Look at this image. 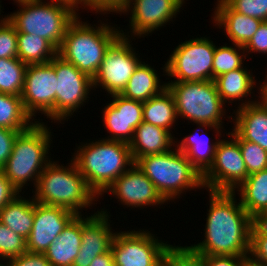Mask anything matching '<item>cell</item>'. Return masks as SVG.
<instances>
[{"instance_id":"2","label":"cell","mask_w":267,"mask_h":266,"mask_svg":"<svg viewBox=\"0 0 267 266\" xmlns=\"http://www.w3.org/2000/svg\"><path fill=\"white\" fill-rule=\"evenodd\" d=\"M32 193L36 202L63 207L76 215H82L83 208L88 210L100 198L89 187L72 158L68 166H60L58 161L51 160L42 171Z\"/></svg>"},{"instance_id":"9","label":"cell","mask_w":267,"mask_h":266,"mask_svg":"<svg viewBox=\"0 0 267 266\" xmlns=\"http://www.w3.org/2000/svg\"><path fill=\"white\" fill-rule=\"evenodd\" d=\"M210 37H197L181 42L169 55L163 69L168 82L213 80L216 45Z\"/></svg>"},{"instance_id":"3","label":"cell","mask_w":267,"mask_h":266,"mask_svg":"<svg viewBox=\"0 0 267 266\" xmlns=\"http://www.w3.org/2000/svg\"><path fill=\"white\" fill-rule=\"evenodd\" d=\"M72 159L89 187L99 197L133 164L130 147L122 141L100 138L76 146Z\"/></svg>"},{"instance_id":"29","label":"cell","mask_w":267,"mask_h":266,"mask_svg":"<svg viewBox=\"0 0 267 266\" xmlns=\"http://www.w3.org/2000/svg\"><path fill=\"white\" fill-rule=\"evenodd\" d=\"M177 112L174 98L166 87L158 95L143 102V121L168 130L177 123ZM174 124V125H173Z\"/></svg>"},{"instance_id":"16","label":"cell","mask_w":267,"mask_h":266,"mask_svg":"<svg viewBox=\"0 0 267 266\" xmlns=\"http://www.w3.org/2000/svg\"><path fill=\"white\" fill-rule=\"evenodd\" d=\"M107 192L127 208L140 207L143 210L149 206L158 207L157 205L168 203L136 163L119 176L103 194Z\"/></svg>"},{"instance_id":"5","label":"cell","mask_w":267,"mask_h":266,"mask_svg":"<svg viewBox=\"0 0 267 266\" xmlns=\"http://www.w3.org/2000/svg\"><path fill=\"white\" fill-rule=\"evenodd\" d=\"M45 124L35 122L16 137L11 155L1 169L20 193L30 181L36 187L42 171L52 160L49 158L52 132Z\"/></svg>"},{"instance_id":"8","label":"cell","mask_w":267,"mask_h":266,"mask_svg":"<svg viewBox=\"0 0 267 266\" xmlns=\"http://www.w3.org/2000/svg\"><path fill=\"white\" fill-rule=\"evenodd\" d=\"M176 106L178 118L196 124L199 130L223 129L226 104L222 101L214 80L166 82ZM223 118V119H222ZM201 127V128H200Z\"/></svg>"},{"instance_id":"6","label":"cell","mask_w":267,"mask_h":266,"mask_svg":"<svg viewBox=\"0 0 267 266\" xmlns=\"http://www.w3.org/2000/svg\"><path fill=\"white\" fill-rule=\"evenodd\" d=\"M135 163L169 203L184 192L204 188L202 175L177 147L141 157Z\"/></svg>"},{"instance_id":"40","label":"cell","mask_w":267,"mask_h":266,"mask_svg":"<svg viewBox=\"0 0 267 266\" xmlns=\"http://www.w3.org/2000/svg\"><path fill=\"white\" fill-rule=\"evenodd\" d=\"M129 0H81V8L89 9L96 14L119 13ZM83 6V7H82ZM112 12V13H111Z\"/></svg>"},{"instance_id":"30","label":"cell","mask_w":267,"mask_h":266,"mask_svg":"<svg viewBox=\"0 0 267 266\" xmlns=\"http://www.w3.org/2000/svg\"><path fill=\"white\" fill-rule=\"evenodd\" d=\"M18 58L25 64L50 62L58 50L47 40L32 34L17 32Z\"/></svg>"},{"instance_id":"11","label":"cell","mask_w":267,"mask_h":266,"mask_svg":"<svg viewBox=\"0 0 267 266\" xmlns=\"http://www.w3.org/2000/svg\"><path fill=\"white\" fill-rule=\"evenodd\" d=\"M132 38L120 36L106 52L92 79L93 89L102 87L107 95L121 94L135 69L142 62L131 44Z\"/></svg>"},{"instance_id":"23","label":"cell","mask_w":267,"mask_h":266,"mask_svg":"<svg viewBox=\"0 0 267 266\" xmlns=\"http://www.w3.org/2000/svg\"><path fill=\"white\" fill-rule=\"evenodd\" d=\"M252 71L250 72L246 66L242 68L224 73L214 79L217 91L222 101L227 105L234 103L238 100V107L246 106L255 103L257 100L248 99V96L253 94V90L256 88L255 76L253 77ZM254 86V87H253ZM252 91V92H251ZM247 98V101L243 98ZM245 100V101H244Z\"/></svg>"},{"instance_id":"51","label":"cell","mask_w":267,"mask_h":266,"mask_svg":"<svg viewBox=\"0 0 267 266\" xmlns=\"http://www.w3.org/2000/svg\"><path fill=\"white\" fill-rule=\"evenodd\" d=\"M259 220L267 226V214H264Z\"/></svg>"},{"instance_id":"49","label":"cell","mask_w":267,"mask_h":266,"mask_svg":"<svg viewBox=\"0 0 267 266\" xmlns=\"http://www.w3.org/2000/svg\"><path fill=\"white\" fill-rule=\"evenodd\" d=\"M54 1H61L68 3L71 6L75 7L78 11H80L79 9L81 8V0H54Z\"/></svg>"},{"instance_id":"21","label":"cell","mask_w":267,"mask_h":266,"mask_svg":"<svg viewBox=\"0 0 267 266\" xmlns=\"http://www.w3.org/2000/svg\"><path fill=\"white\" fill-rule=\"evenodd\" d=\"M172 146H175L174 134L144 121L135 129L129 142L134 163L144 156L165 153L174 148Z\"/></svg>"},{"instance_id":"24","label":"cell","mask_w":267,"mask_h":266,"mask_svg":"<svg viewBox=\"0 0 267 266\" xmlns=\"http://www.w3.org/2000/svg\"><path fill=\"white\" fill-rule=\"evenodd\" d=\"M81 246V215H76L43 253L51 266H73Z\"/></svg>"},{"instance_id":"26","label":"cell","mask_w":267,"mask_h":266,"mask_svg":"<svg viewBox=\"0 0 267 266\" xmlns=\"http://www.w3.org/2000/svg\"><path fill=\"white\" fill-rule=\"evenodd\" d=\"M234 193L247 213L259 220L267 212V169L248 175Z\"/></svg>"},{"instance_id":"31","label":"cell","mask_w":267,"mask_h":266,"mask_svg":"<svg viewBox=\"0 0 267 266\" xmlns=\"http://www.w3.org/2000/svg\"><path fill=\"white\" fill-rule=\"evenodd\" d=\"M38 120L34 121L27 114L21 96L0 92V127L24 132L35 122H40Z\"/></svg>"},{"instance_id":"46","label":"cell","mask_w":267,"mask_h":266,"mask_svg":"<svg viewBox=\"0 0 267 266\" xmlns=\"http://www.w3.org/2000/svg\"><path fill=\"white\" fill-rule=\"evenodd\" d=\"M89 266H114L112 251L96 256Z\"/></svg>"},{"instance_id":"7","label":"cell","mask_w":267,"mask_h":266,"mask_svg":"<svg viewBox=\"0 0 267 266\" xmlns=\"http://www.w3.org/2000/svg\"><path fill=\"white\" fill-rule=\"evenodd\" d=\"M17 5L18 11L5 16L16 31L37 35L49 41L57 50L68 26L79 15L75 7L61 1L29 0Z\"/></svg>"},{"instance_id":"47","label":"cell","mask_w":267,"mask_h":266,"mask_svg":"<svg viewBox=\"0 0 267 266\" xmlns=\"http://www.w3.org/2000/svg\"><path fill=\"white\" fill-rule=\"evenodd\" d=\"M243 266H267V264L259 262L249 255H245Z\"/></svg>"},{"instance_id":"27","label":"cell","mask_w":267,"mask_h":266,"mask_svg":"<svg viewBox=\"0 0 267 266\" xmlns=\"http://www.w3.org/2000/svg\"><path fill=\"white\" fill-rule=\"evenodd\" d=\"M159 77L156 69L142 61L120 95L130 100L145 102L166 88V82H161Z\"/></svg>"},{"instance_id":"14","label":"cell","mask_w":267,"mask_h":266,"mask_svg":"<svg viewBox=\"0 0 267 266\" xmlns=\"http://www.w3.org/2000/svg\"><path fill=\"white\" fill-rule=\"evenodd\" d=\"M56 81L55 57L48 63L27 66L21 99L34 121L36 114L41 113L55 123Z\"/></svg>"},{"instance_id":"43","label":"cell","mask_w":267,"mask_h":266,"mask_svg":"<svg viewBox=\"0 0 267 266\" xmlns=\"http://www.w3.org/2000/svg\"><path fill=\"white\" fill-rule=\"evenodd\" d=\"M7 266H51L43 253L25 252L4 262Z\"/></svg>"},{"instance_id":"44","label":"cell","mask_w":267,"mask_h":266,"mask_svg":"<svg viewBox=\"0 0 267 266\" xmlns=\"http://www.w3.org/2000/svg\"><path fill=\"white\" fill-rule=\"evenodd\" d=\"M20 192L5 176L0 169V210H2L10 201H12Z\"/></svg>"},{"instance_id":"34","label":"cell","mask_w":267,"mask_h":266,"mask_svg":"<svg viewBox=\"0 0 267 266\" xmlns=\"http://www.w3.org/2000/svg\"><path fill=\"white\" fill-rule=\"evenodd\" d=\"M239 143L248 175L267 169V151L258 144L243 140L233 129L229 132Z\"/></svg>"},{"instance_id":"37","label":"cell","mask_w":267,"mask_h":266,"mask_svg":"<svg viewBox=\"0 0 267 266\" xmlns=\"http://www.w3.org/2000/svg\"><path fill=\"white\" fill-rule=\"evenodd\" d=\"M248 255L267 264V226L260 220H254L251 226Z\"/></svg>"},{"instance_id":"13","label":"cell","mask_w":267,"mask_h":266,"mask_svg":"<svg viewBox=\"0 0 267 266\" xmlns=\"http://www.w3.org/2000/svg\"><path fill=\"white\" fill-rule=\"evenodd\" d=\"M226 135L232 138L219 141L213 164L202 175L207 191L234 192L248 176L238 141L229 132Z\"/></svg>"},{"instance_id":"41","label":"cell","mask_w":267,"mask_h":266,"mask_svg":"<svg viewBox=\"0 0 267 266\" xmlns=\"http://www.w3.org/2000/svg\"><path fill=\"white\" fill-rule=\"evenodd\" d=\"M244 50L249 55L250 53L267 54V21L261 22L257 32L244 46Z\"/></svg>"},{"instance_id":"15","label":"cell","mask_w":267,"mask_h":266,"mask_svg":"<svg viewBox=\"0 0 267 266\" xmlns=\"http://www.w3.org/2000/svg\"><path fill=\"white\" fill-rule=\"evenodd\" d=\"M183 5L181 0H129L119 14L130 13V31L126 33V30L124 32L120 29L121 35L126 38L131 35L132 39L136 36L144 38L168 22L171 23Z\"/></svg>"},{"instance_id":"32","label":"cell","mask_w":267,"mask_h":266,"mask_svg":"<svg viewBox=\"0 0 267 266\" xmlns=\"http://www.w3.org/2000/svg\"><path fill=\"white\" fill-rule=\"evenodd\" d=\"M27 66L19 58H0V92L21 96Z\"/></svg>"},{"instance_id":"12","label":"cell","mask_w":267,"mask_h":266,"mask_svg":"<svg viewBox=\"0 0 267 266\" xmlns=\"http://www.w3.org/2000/svg\"><path fill=\"white\" fill-rule=\"evenodd\" d=\"M56 101L55 123H62L76 113L90 98L93 89L92 78L65 61L58 54L55 56ZM88 100V101H87ZM84 104V105H83Z\"/></svg>"},{"instance_id":"39","label":"cell","mask_w":267,"mask_h":266,"mask_svg":"<svg viewBox=\"0 0 267 266\" xmlns=\"http://www.w3.org/2000/svg\"><path fill=\"white\" fill-rule=\"evenodd\" d=\"M234 11L267 21V0H224Z\"/></svg>"},{"instance_id":"35","label":"cell","mask_w":267,"mask_h":266,"mask_svg":"<svg viewBox=\"0 0 267 266\" xmlns=\"http://www.w3.org/2000/svg\"><path fill=\"white\" fill-rule=\"evenodd\" d=\"M27 252L26 239L0 221V261L18 257Z\"/></svg>"},{"instance_id":"38","label":"cell","mask_w":267,"mask_h":266,"mask_svg":"<svg viewBox=\"0 0 267 266\" xmlns=\"http://www.w3.org/2000/svg\"><path fill=\"white\" fill-rule=\"evenodd\" d=\"M17 31L14 26L2 16L0 19V58H18Z\"/></svg>"},{"instance_id":"45","label":"cell","mask_w":267,"mask_h":266,"mask_svg":"<svg viewBox=\"0 0 267 266\" xmlns=\"http://www.w3.org/2000/svg\"><path fill=\"white\" fill-rule=\"evenodd\" d=\"M245 255H204L206 266H243Z\"/></svg>"},{"instance_id":"42","label":"cell","mask_w":267,"mask_h":266,"mask_svg":"<svg viewBox=\"0 0 267 266\" xmlns=\"http://www.w3.org/2000/svg\"><path fill=\"white\" fill-rule=\"evenodd\" d=\"M21 132L0 127V169L4 167L11 155L16 137Z\"/></svg>"},{"instance_id":"20","label":"cell","mask_w":267,"mask_h":266,"mask_svg":"<svg viewBox=\"0 0 267 266\" xmlns=\"http://www.w3.org/2000/svg\"><path fill=\"white\" fill-rule=\"evenodd\" d=\"M211 20L225 31L232 44L245 46L257 32L261 20L234 11L224 0H217Z\"/></svg>"},{"instance_id":"52","label":"cell","mask_w":267,"mask_h":266,"mask_svg":"<svg viewBox=\"0 0 267 266\" xmlns=\"http://www.w3.org/2000/svg\"><path fill=\"white\" fill-rule=\"evenodd\" d=\"M14 1V3L16 2V4H19V3H23V2H27V1H29V0H13ZM1 2V1H0ZM1 4H0V15H1Z\"/></svg>"},{"instance_id":"4","label":"cell","mask_w":267,"mask_h":266,"mask_svg":"<svg viewBox=\"0 0 267 266\" xmlns=\"http://www.w3.org/2000/svg\"><path fill=\"white\" fill-rule=\"evenodd\" d=\"M78 15L68 26L58 55L90 78L96 75L106 52L121 36L120 27L107 23L91 24Z\"/></svg>"},{"instance_id":"19","label":"cell","mask_w":267,"mask_h":266,"mask_svg":"<svg viewBox=\"0 0 267 266\" xmlns=\"http://www.w3.org/2000/svg\"><path fill=\"white\" fill-rule=\"evenodd\" d=\"M75 216L74 212L66 208L45 205L34 200L33 226L26 239L27 252L44 253Z\"/></svg>"},{"instance_id":"1","label":"cell","mask_w":267,"mask_h":266,"mask_svg":"<svg viewBox=\"0 0 267 266\" xmlns=\"http://www.w3.org/2000/svg\"><path fill=\"white\" fill-rule=\"evenodd\" d=\"M209 192L204 240L189 247L200 255L249 254L250 229L254 219L237 202L236 193Z\"/></svg>"},{"instance_id":"48","label":"cell","mask_w":267,"mask_h":266,"mask_svg":"<svg viewBox=\"0 0 267 266\" xmlns=\"http://www.w3.org/2000/svg\"><path fill=\"white\" fill-rule=\"evenodd\" d=\"M260 99L256 103L267 112V92H258Z\"/></svg>"},{"instance_id":"17","label":"cell","mask_w":267,"mask_h":266,"mask_svg":"<svg viewBox=\"0 0 267 266\" xmlns=\"http://www.w3.org/2000/svg\"><path fill=\"white\" fill-rule=\"evenodd\" d=\"M110 96L112 102H107L101 111L103 125L111 136L103 139L129 144L135 129L143 122V102L124 98L120 94Z\"/></svg>"},{"instance_id":"25","label":"cell","mask_w":267,"mask_h":266,"mask_svg":"<svg viewBox=\"0 0 267 266\" xmlns=\"http://www.w3.org/2000/svg\"><path fill=\"white\" fill-rule=\"evenodd\" d=\"M216 133V137L212 140L207 135L208 133H204V135H199V132L193 131L192 134L186 135V137L182 138L181 141H177L176 139L175 143L177 149L184 153L187 157V159L191 162V164L199 171L201 175H203L213 164L214 156H215V150L216 147L220 141V137L223 132L221 129H215L213 130ZM196 132V133H195ZM217 136L218 140H217ZM209 137V138H208ZM178 142V143H177Z\"/></svg>"},{"instance_id":"36","label":"cell","mask_w":267,"mask_h":266,"mask_svg":"<svg viewBox=\"0 0 267 266\" xmlns=\"http://www.w3.org/2000/svg\"><path fill=\"white\" fill-rule=\"evenodd\" d=\"M165 266H206L204 255L194 252L189 246L170 245L164 258Z\"/></svg>"},{"instance_id":"18","label":"cell","mask_w":267,"mask_h":266,"mask_svg":"<svg viewBox=\"0 0 267 266\" xmlns=\"http://www.w3.org/2000/svg\"><path fill=\"white\" fill-rule=\"evenodd\" d=\"M81 215V246L73 266H89L92 260L111 250L116 231H112L107 209L97 211L91 216ZM110 216V217H109ZM115 231V232H114Z\"/></svg>"},{"instance_id":"50","label":"cell","mask_w":267,"mask_h":266,"mask_svg":"<svg viewBox=\"0 0 267 266\" xmlns=\"http://www.w3.org/2000/svg\"><path fill=\"white\" fill-rule=\"evenodd\" d=\"M265 80L262 82L259 83L260 86H257L258 87V91L259 92H267V75H265ZM260 87V88H259Z\"/></svg>"},{"instance_id":"33","label":"cell","mask_w":267,"mask_h":266,"mask_svg":"<svg viewBox=\"0 0 267 266\" xmlns=\"http://www.w3.org/2000/svg\"><path fill=\"white\" fill-rule=\"evenodd\" d=\"M225 43L221 46H216L213 59V80L220 75L242 68L244 59H246L243 46ZM241 53V54H240Z\"/></svg>"},{"instance_id":"22","label":"cell","mask_w":267,"mask_h":266,"mask_svg":"<svg viewBox=\"0 0 267 266\" xmlns=\"http://www.w3.org/2000/svg\"><path fill=\"white\" fill-rule=\"evenodd\" d=\"M228 118L234 124L232 129L243 140L258 144L267 151V112L256 102L239 107Z\"/></svg>"},{"instance_id":"10","label":"cell","mask_w":267,"mask_h":266,"mask_svg":"<svg viewBox=\"0 0 267 266\" xmlns=\"http://www.w3.org/2000/svg\"><path fill=\"white\" fill-rule=\"evenodd\" d=\"M169 246L148 230L117 231L111 245L114 266H163Z\"/></svg>"},{"instance_id":"28","label":"cell","mask_w":267,"mask_h":266,"mask_svg":"<svg viewBox=\"0 0 267 266\" xmlns=\"http://www.w3.org/2000/svg\"><path fill=\"white\" fill-rule=\"evenodd\" d=\"M33 220V196L27 199L19 194L0 210V221L25 239L32 230Z\"/></svg>"}]
</instances>
